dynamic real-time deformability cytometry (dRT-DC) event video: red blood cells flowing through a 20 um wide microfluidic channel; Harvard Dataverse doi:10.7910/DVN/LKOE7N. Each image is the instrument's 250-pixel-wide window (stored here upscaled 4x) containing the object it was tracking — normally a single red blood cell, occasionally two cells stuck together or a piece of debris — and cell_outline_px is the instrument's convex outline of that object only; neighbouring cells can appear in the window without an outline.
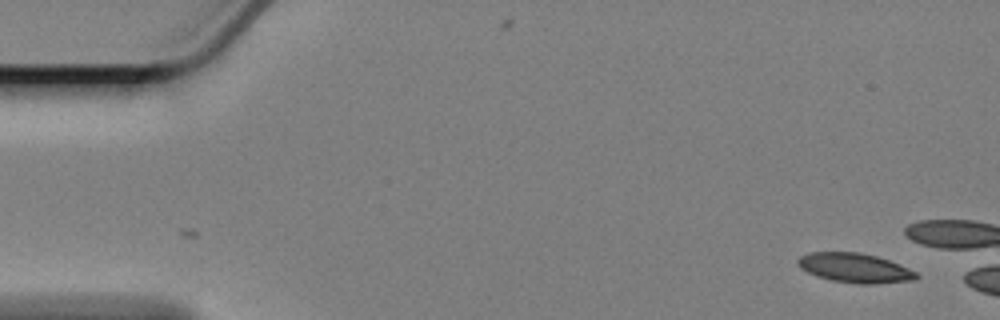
{"species": "Egyptian fruit bat (a non-hibernating species)", "species_latin": "Rousettus aegyptiacus", "temperature_condition": "cold", "stored_images_in_passage": 15, "camera_frame_rate_fps": 3000, "um_per_image_px": 0.085, "animal": {"sex": "female"}, "frame": {"image": 1, "passage_image": 1, "time_ms": 0.0, "image_size_px": [1000, 320], "cell_outline_px": [[920, 276], [916, 280], [872, 284], [856, 284], [832, 280], [816, 276], [800, 268], [796, 260], [800, 256], [812, 252], [856, 252], [876, 256], [888, 260], [908, 268], [916, 272]], "centroid_in_image_um": [72.66, 22.78], "position_along_channel_um": 12.3, "area_um2": 20.29}}